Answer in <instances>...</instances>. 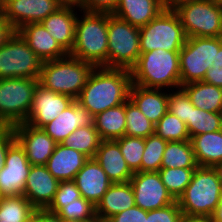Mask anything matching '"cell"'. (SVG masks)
Instances as JSON below:
<instances>
[{
    "instance_id": "8d00e7d4",
    "label": "cell",
    "mask_w": 222,
    "mask_h": 222,
    "mask_svg": "<svg viewBox=\"0 0 222 222\" xmlns=\"http://www.w3.org/2000/svg\"><path fill=\"white\" fill-rule=\"evenodd\" d=\"M167 141L156 133L145 138V149L142 155L141 172H158L161 168L163 153Z\"/></svg>"
},
{
    "instance_id": "f6af8a7d",
    "label": "cell",
    "mask_w": 222,
    "mask_h": 222,
    "mask_svg": "<svg viewBox=\"0 0 222 222\" xmlns=\"http://www.w3.org/2000/svg\"><path fill=\"white\" fill-rule=\"evenodd\" d=\"M203 82L222 88V45L216 50V57L203 79Z\"/></svg>"
},
{
    "instance_id": "30bf717a",
    "label": "cell",
    "mask_w": 222,
    "mask_h": 222,
    "mask_svg": "<svg viewBox=\"0 0 222 222\" xmlns=\"http://www.w3.org/2000/svg\"><path fill=\"white\" fill-rule=\"evenodd\" d=\"M222 45V37H188L179 52L181 86L203 81L212 67L216 50Z\"/></svg>"
},
{
    "instance_id": "8fae6325",
    "label": "cell",
    "mask_w": 222,
    "mask_h": 222,
    "mask_svg": "<svg viewBox=\"0 0 222 222\" xmlns=\"http://www.w3.org/2000/svg\"><path fill=\"white\" fill-rule=\"evenodd\" d=\"M42 64L43 60L17 31L0 47V79L16 77L38 79Z\"/></svg>"
},
{
    "instance_id": "74e56055",
    "label": "cell",
    "mask_w": 222,
    "mask_h": 222,
    "mask_svg": "<svg viewBox=\"0 0 222 222\" xmlns=\"http://www.w3.org/2000/svg\"><path fill=\"white\" fill-rule=\"evenodd\" d=\"M119 144L121 153L126 160L130 170L141 172L142 155L145 149V139L133 136H123L116 139Z\"/></svg>"
},
{
    "instance_id": "bcb514c9",
    "label": "cell",
    "mask_w": 222,
    "mask_h": 222,
    "mask_svg": "<svg viewBox=\"0 0 222 222\" xmlns=\"http://www.w3.org/2000/svg\"><path fill=\"white\" fill-rule=\"evenodd\" d=\"M16 141L12 126H0V171L5 165L9 147Z\"/></svg>"
},
{
    "instance_id": "836d02e7",
    "label": "cell",
    "mask_w": 222,
    "mask_h": 222,
    "mask_svg": "<svg viewBox=\"0 0 222 222\" xmlns=\"http://www.w3.org/2000/svg\"><path fill=\"white\" fill-rule=\"evenodd\" d=\"M125 117V136L145 139L155 133V124L152 123L130 99L125 102Z\"/></svg>"
},
{
    "instance_id": "9c48e42d",
    "label": "cell",
    "mask_w": 222,
    "mask_h": 222,
    "mask_svg": "<svg viewBox=\"0 0 222 222\" xmlns=\"http://www.w3.org/2000/svg\"><path fill=\"white\" fill-rule=\"evenodd\" d=\"M140 54L139 28L108 14V68L130 70Z\"/></svg>"
},
{
    "instance_id": "8992f818",
    "label": "cell",
    "mask_w": 222,
    "mask_h": 222,
    "mask_svg": "<svg viewBox=\"0 0 222 222\" xmlns=\"http://www.w3.org/2000/svg\"><path fill=\"white\" fill-rule=\"evenodd\" d=\"M188 37H222V7L214 0H189L172 8Z\"/></svg>"
},
{
    "instance_id": "603a6c76",
    "label": "cell",
    "mask_w": 222,
    "mask_h": 222,
    "mask_svg": "<svg viewBox=\"0 0 222 222\" xmlns=\"http://www.w3.org/2000/svg\"><path fill=\"white\" fill-rule=\"evenodd\" d=\"M129 99L154 124L168 112V90L146 88L132 84Z\"/></svg>"
},
{
    "instance_id": "f907efd6",
    "label": "cell",
    "mask_w": 222,
    "mask_h": 222,
    "mask_svg": "<svg viewBox=\"0 0 222 222\" xmlns=\"http://www.w3.org/2000/svg\"><path fill=\"white\" fill-rule=\"evenodd\" d=\"M184 222H213L211 217H189L184 218Z\"/></svg>"
},
{
    "instance_id": "52a82bcc",
    "label": "cell",
    "mask_w": 222,
    "mask_h": 222,
    "mask_svg": "<svg viewBox=\"0 0 222 222\" xmlns=\"http://www.w3.org/2000/svg\"><path fill=\"white\" fill-rule=\"evenodd\" d=\"M139 31L141 54L157 49L180 51L187 39L178 15L167 7Z\"/></svg>"
},
{
    "instance_id": "f546056e",
    "label": "cell",
    "mask_w": 222,
    "mask_h": 222,
    "mask_svg": "<svg viewBox=\"0 0 222 222\" xmlns=\"http://www.w3.org/2000/svg\"><path fill=\"white\" fill-rule=\"evenodd\" d=\"M191 140L169 141L163 153L161 168H197Z\"/></svg>"
},
{
    "instance_id": "4316f807",
    "label": "cell",
    "mask_w": 222,
    "mask_h": 222,
    "mask_svg": "<svg viewBox=\"0 0 222 222\" xmlns=\"http://www.w3.org/2000/svg\"><path fill=\"white\" fill-rule=\"evenodd\" d=\"M190 140L198 166L213 167L222 162V129L193 136Z\"/></svg>"
},
{
    "instance_id": "7dc6e473",
    "label": "cell",
    "mask_w": 222,
    "mask_h": 222,
    "mask_svg": "<svg viewBox=\"0 0 222 222\" xmlns=\"http://www.w3.org/2000/svg\"><path fill=\"white\" fill-rule=\"evenodd\" d=\"M33 222H60V217L47 209H35Z\"/></svg>"
},
{
    "instance_id": "9a60e30c",
    "label": "cell",
    "mask_w": 222,
    "mask_h": 222,
    "mask_svg": "<svg viewBox=\"0 0 222 222\" xmlns=\"http://www.w3.org/2000/svg\"><path fill=\"white\" fill-rule=\"evenodd\" d=\"M74 99L60 93L47 90L38 84L34 92L32 106L25 123L42 128L73 103Z\"/></svg>"
},
{
    "instance_id": "7402d4cb",
    "label": "cell",
    "mask_w": 222,
    "mask_h": 222,
    "mask_svg": "<svg viewBox=\"0 0 222 222\" xmlns=\"http://www.w3.org/2000/svg\"><path fill=\"white\" fill-rule=\"evenodd\" d=\"M94 159L112 183L129 182L134 174L128 167L116 140H102Z\"/></svg>"
},
{
    "instance_id": "ffe728a7",
    "label": "cell",
    "mask_w": 222,
    "mask_h": 222,
    "mask_svg": "<svg viewBox=\"0 0 222 222\" xmlns=\"http://www.w3.org/2000/svg\"><path fill=\"white\" fill-rule=\"evenodd\" d=\"M73 181L81 196L95 207L112 184L105 171L94 158H89L85 162Z\"/></svg>"
},
{
    "instance_id": "11a10c76",
    "label": "cell",
    "mask_w": 222,
    "mask_h": 222,
    "mask_svg": "<svg viewBox=\"0 0 222 222\" xmlns=\"http://www.w3.org/2000/svg\"><path fill=\"white\" fill-rule=\"evenodd\" d=\"M64 4H77L78 0H61Z\"/></svg>"
},
{
    "instance_id": "9f6ffc18",
    "label": "cell",
    "mask_w": 222,
    "mask_h": 222,
    "mask_svg": "<svg viewBox=\"0 0 222 222\" xmlns=\"http://www.w3.org/2000/svg\"><path fill=\"white\" fill-rule=\"evenodd\" d=\"M214 1L222 7V0H214Z\"/></svg>"
},
{
    "instance_id": "ba28073f",
    "label": "cell",
    "mask_w": 222,
    "mask_h": 222,
    "mask_svg": "<svg viewBox=\"0 0 222 222\" xmlns=\"http://www.w3.org/2000/svg\"><path fill=\"white\" fill-rule=\"evenodd\" d=\"M38 79H0V126H14L27 120Z\"/></svg>"
},
{
    "instance_id": "44dd1931",
    "label": "cell",
    "mask_w": 222,
    "mask_h": 222,
    "mask_svg": "<svg viewBox=\"0 0 222 222\" xmlns=\"http://www.w3.org/2000/svg\"><path fill=\"white\" fill-rule=\"evenodd\" d=\"M17 32L43 62L68 55L40 22L25 24Z\"/></svg>"
},
{
    "instance_id": "6f0895ef",
    "label": "cell",
    "mask_w": 222,
    "mask_h": 222,
    "mask_svg": "<svg viewBox=\"0 0 222 222\" xmlns=\"http://www.w3.org/2000/svg\"><path fill=\"white\" fill-rule=\"evenodd\" d=\"M3 0H0V11L2 10Z\"/></svg>"
},
{
    "instance_id": "1f68e13d",
    "label": "cell",
    "mask_w": 222,
    "mask_h": 222,
    "mask_svg": "<svg viewBox=\"0 0 222 222\" xmlns=\"http://www.w3.org/2000/svg\"><path fill=\"white\" fill-rule=\"evenodd\" d=\"M101 138L95 126H83L70 133L63 144L83 153L88 158H94L101 143Z\"/></svg>"
},
{
    "instance_id": "484cf974",
    "label": "cell",
    "mask_w": 222,
    "mask_h": 222,
    "mask_svg": "<svg viewBox=\"0 0 222 222\" xmlns=\"http://www.w3.org/2000/svg\"><path fill=\"white\" fill-rule=\"evenodd\" d=\"M165 8L163 0H118L113 15L140 28L152 21Z\"/></svg>"
},
{
    "instance_id": "ee69618b",
    "label": "cell",
    "mask_w": 222,
    "mask_h": 222,
    "mask_svg": "<svg viewBox=\"0 0 222 222\" xmlns=\"http://www.w3.org/2000/svg\"><path fill=\"white\" fill-rule=\"evenodd\" d=\"M145 218H147V211L135 205L125 211L113 215L105 222H145Z\"/></svg>"
},
{
    "instance_id": "5b68a950",
    "label": "cell",
    "mask_w": 222,
    "mask_h": 222,
    "mask_svg": "<svg viewBox=\"0 0 222 222\" xmlns=\"http://www.w3.org/2000/svg\"><path fill=\"white\" fill-rule=\"evenodd\" d=\"M222 184L213 167L198 166L177 199L184 218L211 217L219 204Z\"/></svg>"
},
{
    "instance_id": "2e32d148",
    "label": "cell",
    "mask_w": 222,
    "mask_h": 222,
    "mask_svg": "<svg viewBox=\"0 0 222 222\" xmlns=\"http://www.w3.org/2000/svg\"><path fill=\"white\" fill-rule=\"evenodd\" d=\"M12 127L16 140L24 148L29 163L46 165L57 143L42 128H35L25 122Z\"/></svg>"
},
{
    "instance_id": "d590c367",
    "label": "cell",
    "mask_w": 222,
    "mask_h": 222,
    "mask_svg": "<svg viewBox=\"0 0 222 222\" xmlns=\"http://www.w3.org/2000/svg\"><path fill=\"white\" fill-rule=\"evenodd\" d=\"M155 133L167 142L190 140L186 123L169 111L155 124Z\"/></svg>"
},
{
    "instance_id": "83f0119b",
    "label": "cell",
    "mask_w": 222,
    "mask_h": 222,
    "mask_svg": "<svg viewBox=\"0 0 222 222\" xmlns=\"http://www.w3.org/2000/svg\"><path fill=\"white\" fill-rule=\"evenodd\" d=\"M191 103L201 110L222 113V88L203 81L181 86Z\"/></svg>"
},
{
    "instance_id": "7c38bea8",
    "label": "cell",
    "mask_w": 222,
    "mask_h": 222,
    "mask_svg": "<svg viewBox=\"0 0 222 222\" xmlns=\"http://www.w3.org/2000/svg\"><path fill=\"white\" fill-rule=\"evenodd\" d=\"M129 182L135 204L145 211L161 209L176 201L167 191L159 172H135Z\"/></svg>"
},
{
    "instance_id": "7a4b0ae2",
    "label": "cell",
    "mask_w": 222,
    "mask_h": 222,
    "mask_svg": "<svg viewBox=\"0 0 222 222\" xmlns=\"http://www.w3.org/2000/svg\"><path fill=\"white\" fill-rule=\"evenodd\" d=\"M81 14L77 16L75 41L69 55L108 68V14L85 11Z\"/></svg>"
},
{
    "instance_id": "f1b7e54d",
    "label": "cell",
    "mask_w": 222,
    "mask_h": 222,
    "mask_svg": "<svg viewBox=\"0 0 222 222\" xmlns=\"http://www.w3.org/2000/svg\"><path fill=\"white\" fill-rule=\"evenodd\" d=\"M94 126L101 140H116L125 135V103L94 116Z\"/></svg>"
},
{
    "instance_id": "277c9868",
    "label": "cell",
    "mask_w": 222,
    "mask_h": 222,
    "mask_svg": "<svg viewBox=\"0 0 222 222\" xmlns=\"http://www.w3.org/2000/svg\"><path fill=\"white\" fill-rule=\"evenodd\" d=\"M95 67L69 54L64 58L44 61L38 78L39 85L76 100Z\"/></svg>"
},
{
    "instance_id": "f35d334b",
    "label": "cell",
    "mask_w": 222,
    "mask_h": 222,
    "mask_svg": "<svg viewBox=\"0 0 222 222\" xmlns=\"http://www.w3.org/2000/svg\"><path fill=\"white\" fill-rule=\"evenodd\" d=\"M56 214L63 219L98 220L95 214V206L83 197L62 207Z\"/></svg>"
},
{
    "instance_id": "d6a6232c",
    "label": "cell",
    "mask_w": 222,
    "mask_h": 222,
    "mask_svg": "<svg viewBox=\"0 0 222 222\" xmlns=\"http://www.w3.org/2000/svg\"><path fill=\"white\" fill-rule=\"evenodd\" d=\"M186 126L190 139L196 135L221 130L222 113L201 110L191 103L190 119Z\"/></svg>"
},
{
    "instance_id": "60d3db41",
    "label": "cell",
    "mask_w": 222,
    "mask_h": 222,
    "mask_svg": "<svg viewBox=\"0 0 222 222\" xmlns=\"http://www.w3.org/2000/svg\"><path fill=\"white\" fill-rule=\"evenodd\" d=\"M81 197V193L73 180L61 181L53 201L46 209L50 212L57 213L62 207L71 202H75L76 199Z\"/></svg>"
},
{
    "instance_id": "f5cc1de1",
    "label": "cell",
    "mask_w": 222,
    "mask_h": 222,
    "mask_svg": "<svg viewBox=\"0 0 222 222\" xmlns=\"http://www.w3.org/2000/svg\"><path fill=\"white\" fill-rule=\"evenodd\" d=\"M213 169L215 170L217 177L220 180V183L222 184V162L217 163L213 166Z\"/></svg>"
},
{
    "instance_id": "ac0fdd59",
    "label": "cell",
    "mask_w": 222,
    "mask_h": 222,
    "mask_svg": "<svg viewBox=\"0 0 222 222\" xmlns=\"http://www.w3.org/2000/svg\"><path fill=\"white\" fill-rule=\"evenodd\" d=\"M76 10L80 12L76 4H64L40 22L67 54L71 53L75 41Z\"/></svg>"
},
{
    "instance_id": "e575fe53",
    "label": "cell",
    "mask_w": 222,
    "mask_h": 222,
    "mask_svg": "<svg viewBox=\"0 0 222 222\" xmlns=\"http://www.w3.org/2000/svg\"><path fill=\"white\" fill-rule=\"evenodd\" d=\"M195 169L196 168H160L158 172L167 191L177 200L191 182Z\"/></svg>"
},
{
    "instance_id": "ab89813d",
    "label": "cell",
    "mask_w": 222,
    "mask_h": 222,
    "mask_svg": "<svg viewBox=\"0 0 222 222\" xmlns=\"http://www.w3.org/2000/svg\"><path fill=\"white\" fill-rule=\"evenodd\" d=\"M175 90V91H174ZM168 111L180 120L187 122L191 114V101L182 87L169 90Z\"/></svg>"
},
{
    "instance_id": "4fadbf2b",
    "label": "cell",
    "mask_w": 222,
    "mask_h": 222,
    "mask_svg": "<svg viewBox=\"0 0 222 222\" xmlns=\"http://www.w3.org/2000/svg\"><path fill=\"white\" fill-rule=\"evenodd\" d=\"M61 0H3L2 14L15 31L29 23H38L56 12Z\"/></svg>"
},
{
    "instance_id": "d4e9b609",
    "label": "cell",
    "mask_w": 222,
    "mask_h": 222,
    "mask_svg": "<svg viewBox=\"0 0 222 222\" xmlns=\"http://www.w3.org/2000/svg\"><path fill=\"white\" fill-rule=\"evenodd\" d=\"M135 205L134 192L130 182L112 183L95 207L96 218L105 222L113 215Z\"/></svg>"
},
{
    "instance_id": "e0dca14e",
    "label": "cell",
    "mask_w": 222,
    "mask_h": 222,
    "mask_svg": "<svg viewBox=\"0 0 222 222\" xmlns=\"http://www.w3.org/2000/svg\"><path fill=\"white\" fill-rule=\"evenodd\" d=\"M59 183L45 165H31L22 195L36 209H46L53 201Z\"/></svg>"
},
{
    "instance_id": "680465c9",
    "label": "cell",
    "mask_w": 222,
    "mask_h": 222,
    "mask_svg": "<svg viewBox=\"0 0 222 222\" xmlns=\"http://www.w3.org/2000/svg\"><path fill=\"white\" fill-rule=\"evenodd\" d=\"M25 222H33V215H32V217L29 220H27Z\"/></svg>"
},
{
    "instance_id": "7bdbcfd3",
    "label": "cell",
    "mask_w": 222,
    "mask_h": 222,
    "mask_svg": "<svg viewBox=\"0 0 222 222\" xmlns=\"http://www.w3.org/2000/svg\"><path fill=\"white\" fill-rule=\"evenodd\" d=\"M118 0H78L80 11L113 14Z\"/></svg>"
},
{
    "instance_id": "681fc988",
    "label": "cell",
    "mask_w": 222,
    "mask_h": 222,
    "mask_svg": "<svg viewBox=\"0 0 222 222\" xmlns=\"http://www.w3.org/2000/svg\"><path fill=\"white\" fill-rule=\"evenodd\" d=\"M213 222H222V193L220 195L219 204L211 216Z\"/></svg>"
},
{
    "instance_id": "816d5d0a",
    "label": "cell",
    "mask_w": 222,
    "mask_h": 222,
    "mask_svg": "<svg viewBox=\"0 0 222 222\" xmlns=\"http://www.w3.org/2000/svg\"><path fill=\"white\" fill-rule=\"evenodd\" d=\"M185 1H189V0H163L165 7L167 8H173L177 4L185 2Z\"/></svg>"
},
{
    "instance_id": "b9f144b4",
    "label": "cell",
    "mask_w": 222,
    "mask_h": 222,
    "mask_svg": "<svg viewBox=\"0 0 222 222\" xmlns=\"http://www.w3.org/2000/svg\"><path fill=\"white\" fill-rule=\"evenodd\" d=\"M145 222H184V216L176 200L164 208L147 211Z\"/></svg>"
},
{
    "instance_id": "5bb4252c",
    "label": "cell",
    "mask_w": 222,
    "mask_h": 222,
    "mask_svg": "<svg viewBox=\"0 0 222 222\" xmlns=\"http://www.w3.org/2000/svg\"><path fill=\"white\" fill-rule=\"evenodd\" d=\"M31 164L24 148L16 140L8 149L5 165L0 171V194L2 196L23 193Z\"/></svg>"
},
{
    "instance_id": "4dcf8cb0",
    "label": "cell",
    "mask_w": 222,
    "mask_h": 222,
    "mask_svg": "<svg viewBox=\"0 0 222 222\" xmlns=\"http://www.w3.org/2000/svg\"><path fill=\"white\" fill-rule=\"evenodd\" d=\"M35 207L22 195L2 196L0 200V222H25Z\"/></svg>"
},
{
    "instance_id": "6da1fadb",
    "label": "cell",
    "mask_w": 222,
    "mask_h": 222,
    "mask_svg": "<svg viewBox=\"0 0 222 222\" xmlns=\"http://www.w3.org/2000/svg\"><path fill=\"white\" fill-rule=\"evenodd\" d=\"M131 85L130 70L95 67L76 101L95 116L125 103L129 99Z\"/></svg>"
},
{
    "instance_id": "cb8c5ba5",
    "label": "cell",
    "mask_w": 222,
    "mask_h": 222,
    "mask_svg": "<svg viewBox=\"0 0 222 222\" xmlns=\"http://www.w3.org/2000/svg\"><path fill=\"white\" fill-rule=\"evenodd\" d=\"M88 159L83 153L68 148L62 143L56 144L45 166L59 182L71 181Z\"/></svg>"
},
{
    "instance_id": "3957f363",
    "label": "cell",
    "mask_w": 222,
    "mask_h": 222,
    "mask_svg": "<svg viewBox=\"0 0 222 222\" xmlns=\"http://www.w3.org/2000/svg\"><path fill=\"white\" fill-rule=\"evenodd\" d=\"M179 52L157 49L140 54L130 69L132 84L168 91L181 87Z\"/></svg>"
},
{
    "instance_id": "db71d44e",
    "label": "cell",
    "mask_w": 222,
    "mask_h": 222,
    "mask_svg": "<svg viewBox=\"0 0 222 222\" xmlns=\"http://www.w3.org/2000/svg\"><path fill=\"white\" fill-rule=\"evenodd\" d=\"M99 220H75V219H63L60 218V222H98Z\"/></svg>"
},
{
    "instance_id": "c3c4849f",
    "label": "cell",
    "mask_w": 222,
    "mask_h": 222,
    "mask_svg": "<svg viewBox=\"0 0 222 222\" xmlns=\"http://www.w3.org/2000/svg\"><path fill=\"white\" fill-rule=\"evenodd\" d=\"M15 32L11 24L4 18L2 12L0 11V47H2L7 40Z\"/></svg>"
},
{
    "instance_id": "d6986e66",
    "label": "cell",
    "mask_w": 222,
    "mask_h": 222,
    "mask_svg": "<svg viewBox=\"0 0 222 222\" xmlns=\"http://www.w3.org/2000/svg\"><path fill=\"white\" fill-rule=\"evenodd\" d=\"M92 125H94V116L78 101L74 100L56 119L44 125L42 129L57 144H62L68 135L77 128Z\"/></svg>"
}]
</instances>
